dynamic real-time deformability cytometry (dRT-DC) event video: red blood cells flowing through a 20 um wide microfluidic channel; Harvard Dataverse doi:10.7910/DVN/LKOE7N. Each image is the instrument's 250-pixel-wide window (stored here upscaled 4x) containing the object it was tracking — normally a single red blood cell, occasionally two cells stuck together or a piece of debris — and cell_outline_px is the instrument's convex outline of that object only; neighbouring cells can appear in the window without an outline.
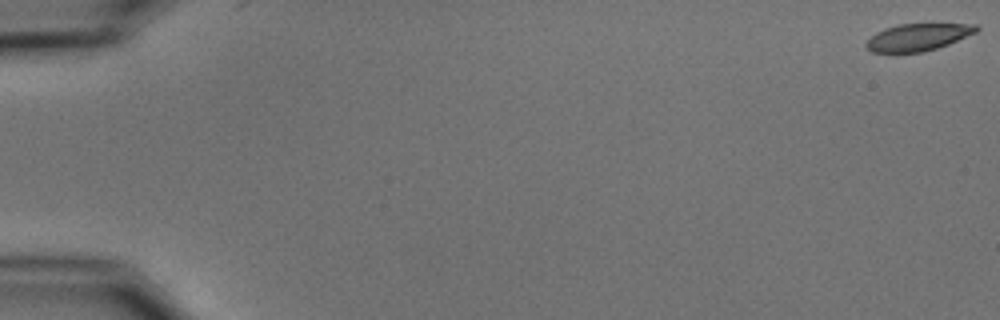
{"species": "common noctule bat (a hibernating species)", "species_latin": "Nyctalus noctula", "temperature_condition": "cold", "stored_images_in_passage": 10, "camera_frame_rate_fps": 3000, "um_per_image_px": 0.085, "animal": {"sex": "male", "body_mass_g": 15.6}, "frame": {"image": 1, "passage_image": 1, "time_ms": 0.0, "image_size_px": [1000, 320], "cell_outline_px": [[980, 28], [976, 32], [948, 44], [936, 48], [920, 52], [872, 52], [864, 44], [876, 32], [884, 28], [900, 24], [976, 24]], "centroid_in_image_um": [78.02, 3.15], "position_along_channel_um": 7.0, "area_um2": 17.17}}
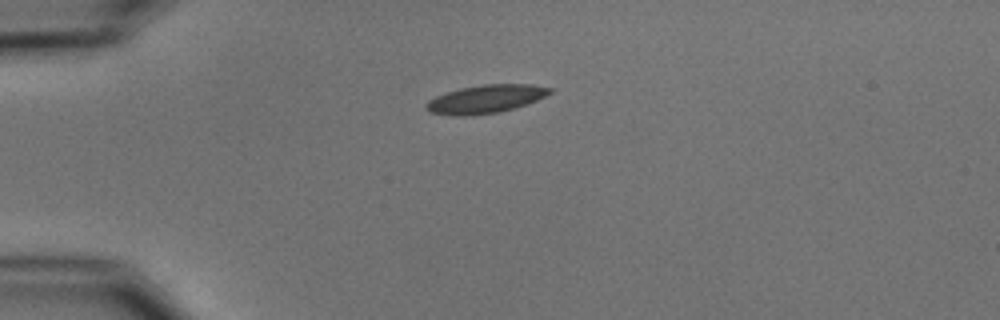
{"frame": {"image": 2, "passage_image": 5, "time_ms": 4.667, "image_size_px": [1000, 320], "cell_outline_px": [[552, 92], [528, 104], [500, 112], [472, 116], [452, 116], [432, 112], [424, 108], [424, 104], [428, 100], [436, 96], [460, 88], [484, 84], [532, 84], [552, 88]], "centroid_in_image_um": [41.26, 8.43], "position_along_channel_um": 43.7, "area_um2": 20.46}}